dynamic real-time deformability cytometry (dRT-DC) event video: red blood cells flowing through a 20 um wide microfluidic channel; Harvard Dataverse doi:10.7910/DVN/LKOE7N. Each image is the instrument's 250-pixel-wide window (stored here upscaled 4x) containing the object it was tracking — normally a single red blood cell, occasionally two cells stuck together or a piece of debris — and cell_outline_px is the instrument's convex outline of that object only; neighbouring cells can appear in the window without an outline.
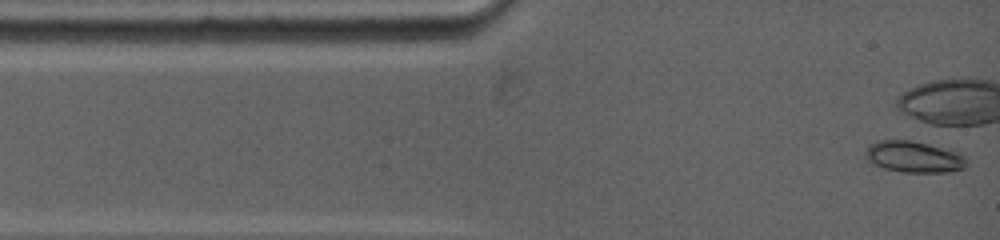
{"species": "common noctule bat (a hibernating species)", "species_latin": "Nyctalus noctula", "temperature_condition": "warm", "stored_images_in_passage": 3, "camera_frame_rate_fps": 5000, "um_per_image_px": 0.085, "animal": {"sex": "female", "body_mass_g": 19.0, "forearm_length_mm": 53.3}, "frame": {"image": 1, "passage_image": 1, "time_ms": 0.0, "image_size_px": [1000, 240], "cell_outline_px": [[964, 168], [952, 172], [900, 172], [884, 168], [864, 160], [864, 152], [872, 144], [880, 140], [912, 140], [960, 152], [964, 156]], "centroid_in_image_um": [77.64, 13.33], "position_along_channel_um": 7.4, "area_um2": 18.5}}